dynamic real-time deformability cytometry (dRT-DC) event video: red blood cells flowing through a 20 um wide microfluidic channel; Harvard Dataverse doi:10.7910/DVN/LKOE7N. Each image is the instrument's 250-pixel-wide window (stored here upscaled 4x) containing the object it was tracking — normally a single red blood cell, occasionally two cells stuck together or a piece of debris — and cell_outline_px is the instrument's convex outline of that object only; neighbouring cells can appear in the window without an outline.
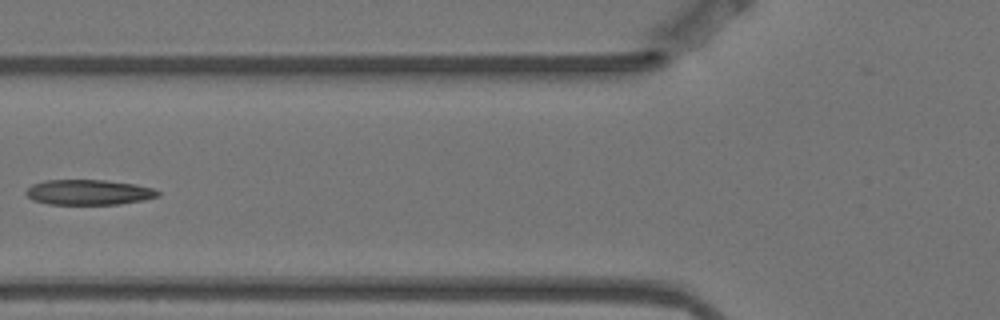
{"species": "Egyptian fruit bat (a non-hibernating species)", "species_latin": "Rousettus aegyptiacus", "temperature_condition": "warm", "stored_images_in_passage": 6, "camera_frame_rate_fps": 3000, "um_per_image_px": 0.085, "animal": {"sex": "female"}, "frame": {"image": 1, "passage_image": 5, "time_ms": 1.333, "image_size_px": [1000, 320], "cell_outline_px": [[160, 196], [144, 200], [120, 204], [48, 204], [32, 200], [24, 192], [32, 184], [48, 180], [104, 180], [136, 184], [152, 188], [160, 192]], "centroid_in_image_um": [7.55, 16.34], "position_along_channel_um": 118.2, "area_um2": 19.42}}
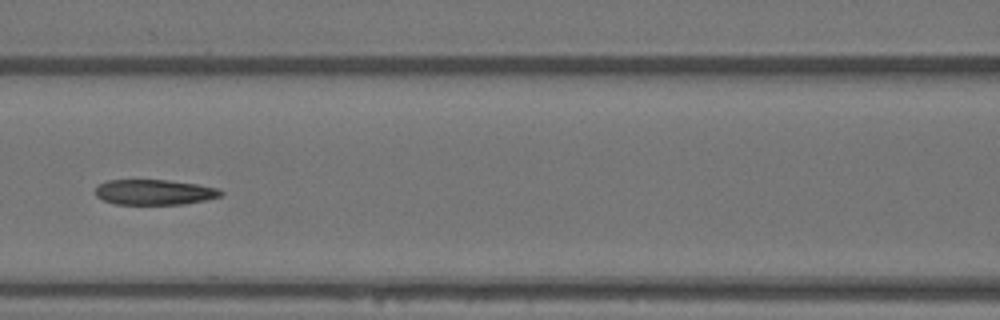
{"frame": {"image": 2, "passage_image": 6, "time_ms": 1.667, "image_size_px": [1000, 320], "cell_outline_px": [[224, 192], [220, 196], [204, 200], [184, 204], [116, 204], [104, 200], [96, 196], [96, 188], [100, 184], [108, 180], [168, 180], [196, 184], [220, 188]], "centroid_in_image_um": [13.15, 16.33], "position_along_channel_um": 153.5, "area_um2": 18.38}}